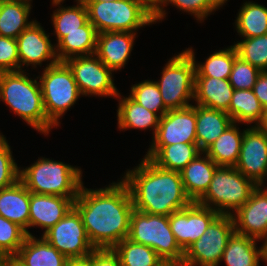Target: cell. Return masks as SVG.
<instances>
[{"instance_id": "cell-1", "label": "cell", "mask_w": 267, "mask_h": 266, "mask_svg": "<svg viewBox=\"0 0 267 266\" xmlns=\"http://www.w3.org/2000/svg\"><path fill=\"white\" fill-rule=\"evenodd\" d=\"M74 207L95 249L114 248L128 238L134 210L127 185L119 178L105 187L80 188Z\"/></svg>"}, {"instance_id": "cell-2", "label": "cell", "mask_w": 267, "mask_h": 266, "mask_svg": "<svg viewBox=\"0 0 267 266\" xmlns=\"http://www.w3.org/2000/svg\"><path fill=\"white\" fill-rule=\"evenodd\" d=\"M121 177L134 209L143 213L170 216L192 203L184 191L180 172L163 169L148 158L139 159L138 165L125 170Z\"/></svg>"}, {"instance_id": "cell-3", "label": "cell", "mask_w": 267, "mask_h": 266, "mask_svg": "<svg viewBox=\"0 0 267 266\" xmlns=\"http://www.w3.org/2000/svg\"><path fill=\"white\" fill-rule=\"evenodd\" d=\"M0 101L41 135L56 128L45 114L38 77L26 70L0 73Z\"/></svg>"}, {"instance_id": "cell-4", "label": "cell", "mask_w": 267, "mask_h": 266, "mask_svg": "<svg viewBox=\"0 0 267 266\" xmlns=\"http://www.w3.org/2000/svg\"><path fill=\"white\" fill-rule=\"evenodd\" d=\"M83 177L80 166L45 156L38 157L27 167L20 166L19 174V180L31 193L56 195L73 201L84 183Z\"/></svg>"}, {"instance_id": "cell-5", "label": "cell", "mask_w": 267, "mask_h": 266, "mask_svg": "<svg viewBox=\"0 0 267 266\" xmlns=\"http://www.w3.org/2000/svg\"><path fill=\"white\" fill-rule=\"evenodd\" d=\"M83 2L88 12V20L97 33H138L141 28L155 24L154 14L137 0Z\"/></svg>"}, {"instance_id": "cell-6", "label": "cell", "mask_w": 267, "mask_h": 266, "mask_svg": "<svg viewBox=\"0 0 267 266\" xmlns=\"http://www.w3.org/2000/svg\"><path fill=\"white\" fill-rule=\"evenodd\" d=\"M42 69V73L38 72L37 77L41 86L44 111L47 119L57 129L61 125L60 119H63L82 95L71 69L65 62Z\"/></svg>"}, {"instance_id": "cell-7", "label": "cell", "mask_w": 267, "mask_h": 266, "mask_svg": "<svg viewBox=\"0 0 267 266\" xmlns=\"http://www.w3.org/2000/svg\"><path fill=\"white\" fill-rule=\"evenodd\" d=\"M256 187L235 167L218 166L208 190L197 203L221 215H233L249 200Z\"/></svg>"}, {"instance_id": "cell-8", "label": "cell", "mask_w": 267, "mask_h": 266, "mask_svg": "<svg viewBox=\"0 0 267 266\" xmlns=\"http://www.w3.org/2000/svg\"><path fill=\"white\" fill-rule=\"evenodd\" d=\"M161 71L160 79L155 82L165 107L175 110L192 106L196 74L193 57L184 49L169 58Z\"/></svg>"}, {"instance_id": "cell-9", "label": "cell", "mask_w": 267, "mask_h": 266, "mask_svg": "<svg viewBox=\"0 0 267 266\" xmlns=\"http://www.w3.org/2000/svg\"><path fill=\"white\" fill-rule=\"evenodd\" d=\"M128 239L152 248L163 261L182 264L184 251L177 244L169 216L133 210Z\"/></svg>"}, {"instance_id": "cell-10", "label": "cell", "mask_w": 267, "mask_h": 266, "mask_svg": "<svg viewBox=\"0 0 267 266\" xmlns=\"http://www.w3.org/2000/svg\"><path fill=\"white\" fill-rule=\"evenodd\" d=\"M235 231L232 215L219 214L201 237L184 252L183 266H220L223 252Z\"/></svg>"}, {"instance_id": "cell-11", "label": "cell", "mask_w": 267, "mask_h": 266, "mask_svg": "<svg viewBox=\"0 0 267 266\" xmlns=\"http://www.w3.org/2000/svg\"><path fill=\"white\" fill-rule=\"evenodd\" d=\"M65 63L71 69L82 97L116 98L119 93L114 83V72L95 55L69 58Z\"/></svg>"}, {"instance_id": "cell-12", "label": "cell", "mask_w": 267, "mask_h": 266, "mask_svg": "<svg viewBox=\"0 0 267 266\" xmlns=\"http://www.w3.org/2000/svg\"><path fill=\"white\" fill-rule=\"evenodd\" d=\"M42 237L68 259L87 257L95 249L74 206Z\"/></svg>"}, {"instance_id": "cell-13", "label": "cell", "mask_w": 267, "mask_h": 266, "mask_svg": "<svg viewBox=\"0 0 267 266\" xmlns=\"http://www.w3.org/2000/svg\"><path fill=\"white\" fill-rule=\"evenodd\" d=\"M44 26L37 20L25 29L17 38V49L20 62V70H35L46 62L44 68L59 62L56 55V45L50 39V33H46ZM31 66L30 68H28ZM26 68V69H24Z\"/></svg>"}, {"instance_id": "cell-14", "label": "cell", "mask_w": 267, "mask_h": 266, "mask_svg": "<svg viewBox=\"0 0 267 266\" xmlns=\"http://www.w3.org/2000/svg\"><path fill=\"white\" fill-rule=\"evenodd\" d=\"M235 168L257 186L267 185V130L259 126L244 128Z\"/></svg>"}, {"instance_id": "cell-15", "label": "cell", "mask_w": 267, "mask_h": 266, "mask_svg": "<svg viewBox=\"0 0 267 266\" xmlns=\"http://www.w3.org/2000/svg\"><path fill=\"white\" fill-rule=\"evenodd\" d=\"M177 143H196V104L183 109L168 110L160 117L157 132L149 147Z\"/></svg>"}, {"instance_id": "cell-16", "label": "cell", "mask_w": 267, "mask_h": 266, "mask_svg": "<svg viewBox=\"0 0 267 266\" xmlns=\"http://www.w3.org/2000/svg\"><path fill=\"white\" fill-rule=\"evenodd\" d=\"M219 213L208 207L192 202L188 207L173 212L169 223L179 247L185 252L206 231Z\"/></svg>"}, {"instance_id": "cell-17", "label": "cell", "mask_w": 267, "mask_h": 266, "mask_svg": "<svg viewBox=\"0 0 267 266\" xmlns=\"http://www.w3.org/2000/svg\"><path fill=\"white\" fill-rule=\"evenodd\" d=\"M232 218L235 232L263 243L267 239V185L257 186Z\"/></svg>"}, {"instance_id": "cell-18", "label": "cell", "mask_w": 267, "mask_h": 266, "mask_svg": "<svg viewBox=\"0 0 267 266\" xmlns=\"http://www.w3.org/2000/svg\"><path fill=\"white\" fill-rule=\"evenodd\" d=\"M138 33L101 32L97 35L95 55L114 73L121 71L129 62Z\"/></svg>"}, {"instance_id": "cell-19", "label": "cell", "mask_w": 267, "mask_h": 266, "mask_svg": "<svg viewBox=\"0 0 267 266\" xmlns=\"http://www.w3.org/2000/svg\"><path fill=\"white\" fill-rule=\"evenodd\" d=\"M74 206L71 198L30 192L29 228H43L41 236Z\"/></svg>"}, {"instance_id": "cell-20", "label": "cell", "mask_w": 267, "mask_h": 266, "mask_svg": "<svg viewBox=\"0 0 267 266\" xmlns=\"http://www.w3.org/2000/svg\"><path fill=\"white\" fill-rule=\"evenodd\" d=\"M124 96L119 91L115 98V100H118V106L116 110L118 131L125 132L129 129L148 131L151 128V138L153 139L159 126L160 116L139 105L129 95Z\"/></svg>"}, {"instance_id": "cell-21", "label": "cell", "mask_w": 267, "mask_h": 266, "mask_svg": "<svg viewBox=\"0 0 267 266\" xmlns=\"http://www.w3.org/2000/svg\"><path fill=\"white\" fill-rule=\"evenodd\" d=\"M218 165L205 153H200L180 171L186 195L197 202L208 190Z\"/></svg>"}, {"instance_id": "cell-22", "label": "cell", "mask_w": 267, "mask_h": 266, "mask_svg": "<svg viewBox=\"0 0 267 266\" xmlns=\"http://www.w3.org/2000/svg\"><path fill=\"white\" fill-rule=\"evenodd\" d=\"M30 191L18 180L10 187L0 190V215L22 227L29 236Z\"/></svg>"}, {"instance_id": "cell-23", "label": "cell", "mask_w": 267, "mask_h": 266, "mask_svg": "<svg viewBox=\"0 0 267 266\" xmlns=\"http://www.w3.org/2000/svg\"><path fill=\"white\" fill-rule=\"evenodd\" d=\"M233 91L229 79L195 77L193 104L228 113Z\"/></svg>"}, {"instance_id": "cell-24", "label": "cell", "mask_w": 267, "mask_h": 266, "mask_svg": "<svg viewBox=\"0 0 267 266\" xmlns=\"http://www.w3.org/2000/svg\"><path fill=\"white\" fill-rule=\"evenodd\" d=\"M27 236L14 258L23 266H66L68 258L42 236Z\"/></svg>"}, {"instance_id": "cell-25", "label": "cell", "mask_w": 267, "mask_h": 266, "mask_svg": "<svg viewBox=\"0 0 267 266\" xmlns=\"http://www.w3.org/2000/svg\"><path fill=\"white\" fill-rule=\"evenodd\" d=\"M259 242L234 231L227 242L221 263L224 261L225 266H260V261H264V246Z\"/></svg>"}, {"instance_id": "cell-26", "label": "cell", "mask_w": 267, "mask_h": 266, "mask_svg": "<svg viewBox=\"0 0 267 266\" xmlns=\"http://www.w3.org/2000/svg\"><path fill=\"white\" fill-rule=\"evenodd\" d=\"M65 0H51L55 10L51 15L53 34L57 40L55 45L67 35V32L83 31V26L89 21L86 5L83 0H74L72 6H64ZM58 7V8H57Z\"/></svg>"}, {"instance_id": "cell-27", "label": "cell", "mask_w": 267, "mask_h": 266, "mask_svg": "<svg viewBox=\"0 0 267 266\" xmlns=\"http://www.w3.org/2000/svg\"><path fill=\"white\" fill-rule=\"evenodd\" d=\"M233 123L224 111L196 105V144L204 152Z\"/></svg>"}, {"instance_id": "cell-28", "label": "cell", "mask_w": 267, "mask_h": 266, "mask_svg": "<svg viewBox=\"0 0 267 266\" xmlns=\"http://www.w3.org/2000/svg\"><path fill=\"white\" fill-rule=\"evenodd\" d=\"M202 151L196 143H177L164 147H149L144 155L155 165L180 172Z\"/></svg>"}, {"instance_id": "cell-29", "label": "cell", "mask_w": 267, "mask_h": 266, "mask_svg": "<svg viewBox=\"0 0 267 266\" xmlns=\"http://www.w3.org/2000/svg\"><path fill=\"white\" fill-rule=\"evenodd\" d=\"M33 0H0V36L16 39L36 18L29 19Z\"/></svg>"}, {"instance_id": "cell-30", "label": "cell", "mask_w": 267, "mask_h": 266, "mask_svg": "<svg viewBox=\"0 0 267 266\" xmlns=\"http://www.w3.org/2000/svg\"><path fill=\"white\" fill-rule=\"evenodd\" d=\"M233 122L204 151L218 166L235 167L243 141L244 129Z\"/></svg>"}, {"instance_id": "cell-31", "label": "cell", "mask_w": 267, "mask_h": 266, "mask_svg": "<svg viewBox=\"0 0 267 266\" xmlns=\"http://www.w3.org/2000/svg\"><path fill=\"white\" fill-rule=\"evenodd\" d=\"M97 31L88 21L83 26V31L67 32L56 44V55L59 62L77 56L93 55L96 52Z\"/></svg>"}, {"instance_id": "cell-32", "label": "cell", "mask_w": 267, "mask_h": 266, "mask_svg": "<svg viewBox=\"0 0 267 266\" xmlns=\"http://www.w3.org/2000/svg\"><path fill=\"white\" fill-rule=\"evenodd\" d=\"M264 111L252 89H234L228 109L233 122L244 126H259L263 120Z\"/></svg>"}, {"instance_id": "cell-33", "label": "cell", "mask_w": 267, "mask_h": 266, "mask_svg": "<svg viewBox=\"0 0 267 266\" xmlns=\"http://www.w3.org/2000/svg\"><path fill=\"white\" fill-rule=\"evenodd\" d=\"M193 47L185 48V50L193 57L196 67L195 77H214L219 79H229L233 62L238 56L234 45L227 48L214 51L205 58V62L196 60V52ZM198 61V62H197Z\"/></svg>"}, {"instance_id": "cell-34", "label": "cell", "mask_w": 267, "mask_h": 266, "mask_svg": "<svg viewBox=\"0 0 267 266\" xmlns=\"http://www.w3.org/2000/svg\"><path fill=\"white\" fill-rule=\"evenodd\" d=\"M241 5L233 23L237 35L251 38L267 34V7L251 0Z\"/></svg>"}, {"instance_id": "cell-35", "label": "cell", "mask_w": 267, "mask_h": 266, "mask_svg": "<svg viewBox=\"0 0 267 266\" xmlns=\"http://www.w3.org/2000/svg\"><path fill=\"white\" fill-rule=\"evenodd\" d=\"M177 8L182 13H188L197 23H203L208 17L223 8L225 0H162L159 9L154 15L155 24L165 20L168 11L167 6Z\"/></svg>"}, {"instance_id": "cell-36", "label": "cell", "mask_w": 267, "mask_h": 266, "mask_svg": "<svg viewBox=\"0 0 267 266\" xmlns=\"http://www.w3.org/2000/svg\"><path fill=\"white\" fill-rule=\"evenodd\" d=\"M113 250L118 254L121 266H158L163 262L152 248L128 238L120 241Z\"/></svg>"}, {"instance_id": "cell-37", "label": "cell", "mask_w": 267, "mask_h": 266, "mask_svg": "<svg viewBox=\"0 0 267 266\" xmlns=\"http://www.w3.org/2000/svg\"><path fill=\"white\" fill-rule=\"evenodd\" d=\"M128 94L139 105L160 117L168 111L163 103L159 87L153 79H145L134 85L132 84Z\"/></svg>"}, {"instance_id": "cell-38", "label": "cell", "mask_w": 267, "mask_h": 266, "mask_svg": "<svg viewBox=\"0 0 267 266\" xmlns=\"http://www.w3.org/2000/svg\"><path fill=\"white\" fill-rule=\"evenodd\" d=\"M233 45L241 59L258 68L261 72L267 71V34L242 38L239 41H234Z\"/></svg>"}, {"instance_id": "cell-39", "label": "cell", "mask_w": 267, "mask_h": 266, "mask_svg": "<svg viewBox=\"0 0 267 266\" xmlns=\"http://www.w3.org/2000/svg\"><path fill=\"white\" fill-rule=\"evenodd\" d=\"M27 236L22 227L0 215V249L6 256L14 257Z\"/></svg>"}, {"instance_id": "cell-40", "label": "cell", "mask_w": 267, "mask_h": 266, "mask_svg": "<svg viewBox=\"0 0 267 266\" xmlns=\"http://www.w3.org/2000/svg\"><path fill=\"white\" fill-rule=\"evenodd\" d=\"M3 133H0V190L10 187L19 180L20 164L13 156L12 147Z\"/></svg>"}, {"instance_id": "cell-41", "label": "cell", "mask_w": 267, "mask_h": 266, "mask_svg": "<svg viewBox=\"0 0 267 266\" xmlns=\"http://www.w3.org/2000/svg\"><path fill=\"white\" fill-rule=\"evenodd\" d=\"M261 71L237 56L233 62L229 82L236 90H250Z\"/></svg>"}, {"instance_id": "cell-42", "label": "cell", "mask_w": 267, "mask_h": 266, "mask_svg": "<svg viewBox=\"0 0 267 266\" xmlns=\"http://www.w3.org/2000/svg\"><path fill=\"white\" fill-rule=\"evenodd\" d=\"M20 71L17 41L0 36V73Z\"/></svg>"}, {"instance_id": "cell-43", "label": "cell", "mask_w": 267, "mask_h": 266, "mask_svg": "<svg viewBox=\"0 0 267 266\" xmlns=\"http://www.w3.org/2000/svg\"><path fill=\"white\" fill-rule=\"evenodd\" d=\"M88 257L93 266H121L119 256L113 248L94 249Z\"/></svg>"}, {"instance_id": "cell-44", "label": "cell", "mask_w": 267, "mask_h": 266, "mask_svg": "<svg viewBox=\"0 0 267 266\" xmlns=\"http://www.w3.org/2000/svg\"><path fill=\"white\" fill-rule=\"evenodd\" d=\"M252 91L260 101L262 107L267 109V71H263L258 75Z\"/></svg>"}, {"instance_id": "cell-45", "label": "cell", "mask_w": 267, "mask_h": 266, "mask_svg": "<svg viewBox=\"0 0 267 266\" xmlns=\"http://www.w3.org/2000/svg\"><path fill=\"white\" fill-rule=\"evenodd\" d=\"M66 266H93L92 260L87 256L84 258L68 259Z\"/></svg>"}, {"instance_id": "cell-46", "label": "cell", "mask_w": 267, "mask_h": 266, "mask_svg": "<svg viewBox=\"0 0 267 266\" xmlns=\"http://www.w3.org/2000/svg\"><path fill=\"white\" fill-rule=\"evenodd\" d=\"M146 6L154 15L160 7L162 0H137Z\"/></svg>"}, {"instance_id": "cell-47", "label": "cell", "mask_w": 267, "mask_h": 266, "mask_svg": "<svg viewBox=\"0 0 267 266\" xmlns=\"http://www.w3.org/2000/svg\"><path fill=\"white\" fill-rule=\"evenodd\" d=\"M259 127L267 130V109H265V111H264V117H263V120L260 123Z\"/></svg>"}, {"instance_id": "cell-48", "label": "cell", "mask_w": 267, "mask_h": 266, "mask_svg": "<svg viewBox=\"0 0 267 266\" xmlns=\"http://www.w3.org/2000/svg\"><path fill=\"white\" fill-rule=\"evenodd\" d=\"M158 266H183V265L180 263L172 262V261H163Z\"/></svg>"}, {"instance_id": "cell-49", "label": "cell", "mask_w": 267, "mask_h": 266, "mask_svg": "<svg viewBox=\"0 0 267 266\" xmlns=\"http://www.w3.org/2000/svg\"><path fill=\"white\" fill-rule=\"evenodd\" d=\"M8 266H23L14 257L9 258Z\"/></svg>"}, {"instance_id": "cell-50", "label": "cell", "mask_w": 267, "mask_h": 266, "mask_svg": "<svg viewBox=\"0 0 267 266\" xmlns=\"http://www.w3.org/2000/svg\"><path fill=\"white\" fill-rule=\"evenodd\" d=\"M264 246V262L266 263L267 266V239L263 242Z\"/></svg>"}, {"instance_id": "cell-51", "label": "cell", "mask_w": 267, "mask_h": 266, "mask_svg": "<svg viewBox=\"0 0 267 266\" xmlns=\"http://www.w3.org/2000/svg\"><path fill=\"white\" fill-rule=\"evenodd\" d=\"M9 259H0V266H8Z\"/></svg>"}, {"instance_id": "cell-52", "label": "cell", "mask_w": 267, "mask_h": 266, "mask_svg": "<svg viewBox=\"0 0 267 266\" xmlns=\"http://www.w3.org/2000/svg\"><path fill=\"white\" fill-rule=\"evenodd\" d=\"M10 257L6 256L0 249V259H9Z\"/></svg>"}, {"instance_id": "cell-53", "label": "cell", "mask_w": 267, "mask_h": 266, "mask_svg": "<svg viewBox=\"0 0 267 266\" xmlns=\"http://www.w3.org/2000/svg\"><path fill=\"white\" fill-rule=\"evenodd\" d=\"M83 1H115V0H83Z\"/></svg>"}]
</instances>
